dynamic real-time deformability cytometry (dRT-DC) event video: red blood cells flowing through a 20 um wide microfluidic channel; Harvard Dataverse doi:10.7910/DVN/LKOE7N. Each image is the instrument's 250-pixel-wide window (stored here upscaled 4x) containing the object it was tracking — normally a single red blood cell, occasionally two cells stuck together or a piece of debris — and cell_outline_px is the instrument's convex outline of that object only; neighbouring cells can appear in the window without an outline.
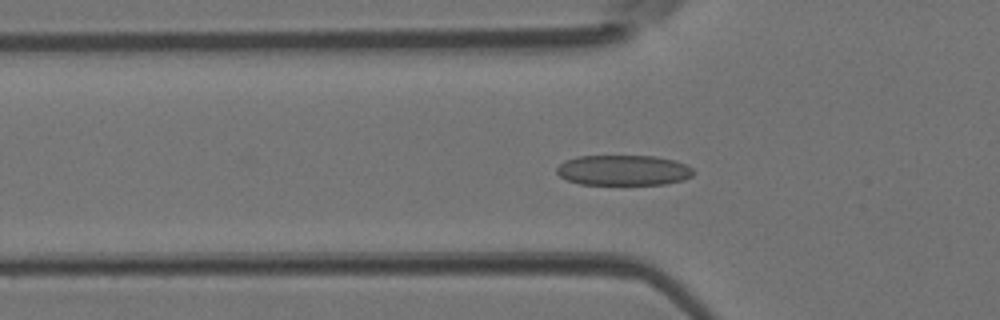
{"species": "Egyptian fruit bat (a non-hibernating species)", "species_latin": "Rousettus aegyptiacus", "temperature_condition": "room temperature", "stored_images_in_passage": 44, "camera_frame_rate_fps": 3000, "um_per_image_px": 0.085, "animal": {"sex": "female"}, "frame": {"image": 1, "passage_image": 14, "time_ms": 4.333, "image_size_px": [1000, 320], "cell_outline_px": [[696, 172], [692, 176], [684, 180], [664, 184], [580, 184], [568, 180], [560, 176], [556, 172], [556, 168], [564, 160], [576, 156], [656, 156], [676, 160], [692, 168]], "centroid_in_image_um": [53.0, 14.46], "position_along_channel_um": 72.8, "area_um2": 24.33}}
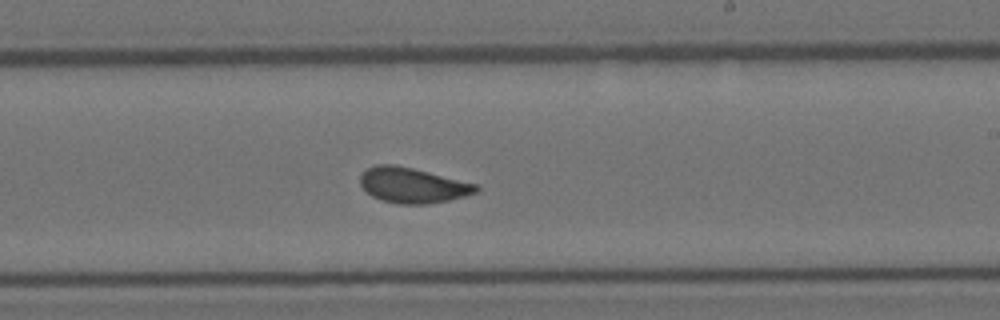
{"frame": {"image": 2, "passage_image": 26, "time_ms": 8.333, "image_size_px": [1000, 320], "cell_outline_px": [[480, 188], [476, 192], [464, 196], [448, 200], [428, 204], [396, 204], [380, 200], [372, 196], [360, 184], [360, 176], [368, 168], [376, 164], [392, 164], [412, 168], [476, 184]], "centroid_in_image_um": [35.04, 15.76], "position_along_channel_um": 254.0, "area_um2": 23.58}}
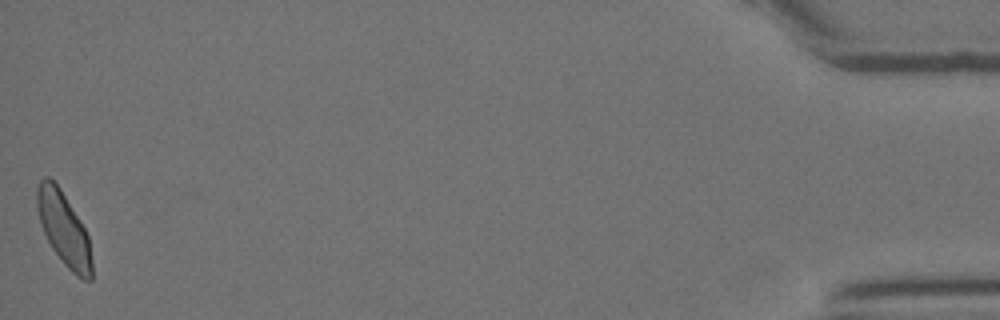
{"frame": {"image": 3, "passage_image": 44, "time_ms": 14.333, "image_size_px": [1000, 320], "cell_outline_px": [[92, 280], [84, 280], [76, 276], [64, 264], [52, 248], [40, 224], [36, 208], [36, 188], [40, 180], [44, 176], [48, 176], [60, 188], [84, 228], [88, 236], [92, 260]], "centroid_in_image_um": [5.4, 19.46], "position_along_channel_um": 429.8, "area_um2": 23.29}}